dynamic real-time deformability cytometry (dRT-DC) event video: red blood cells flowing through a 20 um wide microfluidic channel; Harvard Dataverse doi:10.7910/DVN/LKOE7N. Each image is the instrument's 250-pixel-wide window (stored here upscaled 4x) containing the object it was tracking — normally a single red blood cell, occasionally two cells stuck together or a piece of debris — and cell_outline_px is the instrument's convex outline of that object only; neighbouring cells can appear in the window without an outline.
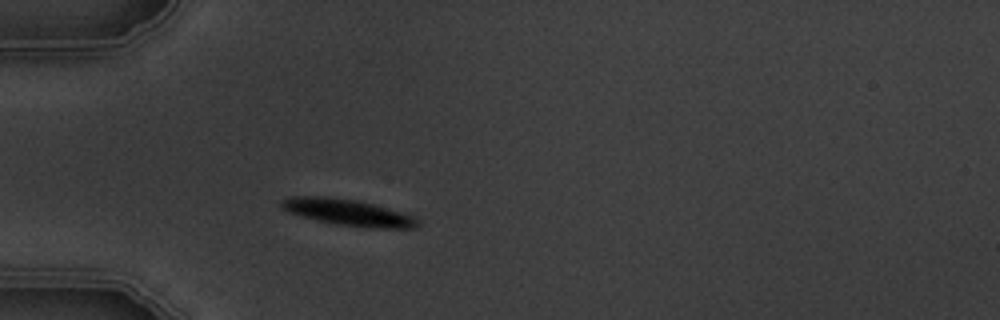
{"species": "common noctule bat (a hibernating species)", "species_latin": "Nyctalus noctula", "temperature_condition": "warm", "stored_images_in_passage": 2, "camera_frame_rate_fps": 3000, "um_per_image_px": 0.085, "animal": {"sex": "male", "body_mass_g": 19.5, "forearm_length_mm": 54.6}, "frame": {"image": 1, "passage_image": 2, "time_ms": 1.333, "image_size_px": [1000, 320], "cell_outline_px": [[420, 224], [416, 228], [372, 228], [336, 224], [316, 220], [300, 216], [288, 212], [280, 208], [280, 200], [292, 196], [324, 196], [352, 200], [372, 204], [400, 212], [412, 216], [420, 220]], "centroid_in_image_um": [29.53, 18.06], "position_along_channel_um": 55.5, "area_um2": 20.81}}